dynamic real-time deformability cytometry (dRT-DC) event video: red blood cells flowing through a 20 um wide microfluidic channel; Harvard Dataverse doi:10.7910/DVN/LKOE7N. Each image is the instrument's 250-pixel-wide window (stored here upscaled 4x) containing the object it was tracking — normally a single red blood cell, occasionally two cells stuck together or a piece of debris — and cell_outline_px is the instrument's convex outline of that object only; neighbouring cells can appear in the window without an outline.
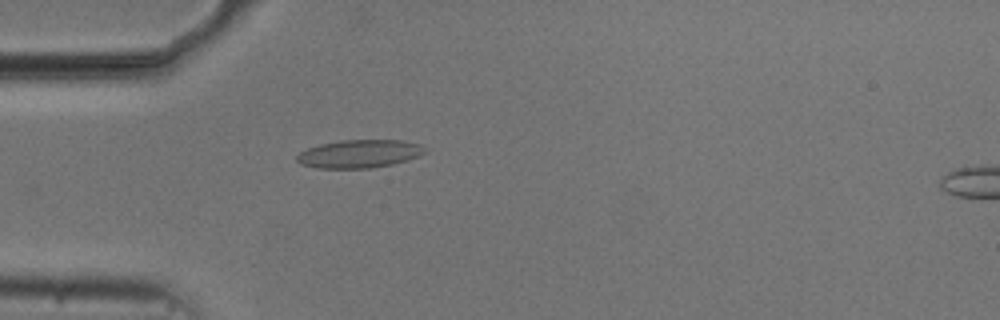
{"species": "common noctule bat (a hibernating species)", "species_latin": "Nyctalus noctula", "temperature_condition": "cold", "stored_images_in_passage": 43, "camera_frame_rate_fps": 3000, "um_per_image_px": 0.085, "animal": {"sex": "male", "body_mass_g": 20.5, "forearm_length_mm": 52.5}, "frame": {"image": 1, "passage_image": 6, "time_ms": 1.667, "image_size_px": [1000, 320], "cell_outline_px": [[428, 152], [420, 156], [392, 164], [372, 168], [320, 168], [300, 164], [296, 160], [296, 156], [300, 152], [308, 148], [320, 144], [340, 140], [404, 140], [420, 144]], "centroid_in_image_um": [30.56, 13.07], "position_along_channel_um": 54.4, "area_um2": 21.04}}
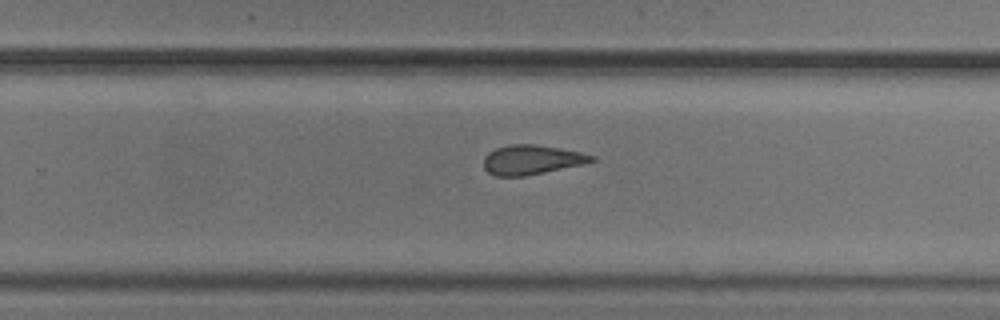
{"frame": {"image": 2, "passage_image": 25, "time_ms": 8.0, "image_size_px": [1000, 320], "cell_outline_px": [[596, 160], [584, 164], [524, 176], [496, 176], [488, 172], [484, 168], [484, 156], [488, 152], [496, 148], [512, 144], [532, 144], [560, 148], [580, 152], [596, 156]], "centroid_in_image_um": [45.19, 13.58], "position_along_channel_um": 284.6, "area_um2": 18.5}}
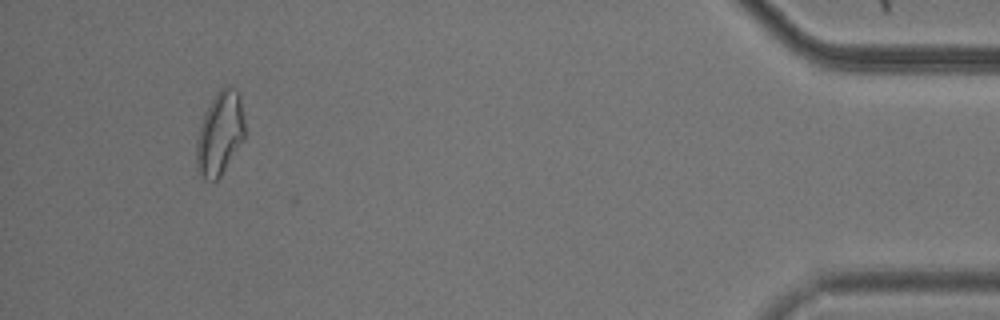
{"frame": {"image": 3, "passage_image": 41, "time_ms": 13.333, "image_size_px": [1000, 320], "cell_outline_px": [[244, 140], [220, 176], [216, 180], [204, 180], [200, 176], [196, 168], [196, 140], [200, 124], [204, 112], [216, 92], [220, 88], [228, 84], [236, 88], [240, 92], [244, 120]], "centroid_in_image_um": [18.68, 11.31], "position_along_channel_um": 416.5, "area_um2": 23.99}, "authors_computed_cell_mechanics": {"area_um2": 18.7272, "velocity_mm_per_s": 3.7312, "shape_relaxation_time_tau1_ms": null, "shape_relaxation_time_tau2_ms": 3.1199, "deformation_change_tau1": null, "deformation_change_tau2": 0.1138}}